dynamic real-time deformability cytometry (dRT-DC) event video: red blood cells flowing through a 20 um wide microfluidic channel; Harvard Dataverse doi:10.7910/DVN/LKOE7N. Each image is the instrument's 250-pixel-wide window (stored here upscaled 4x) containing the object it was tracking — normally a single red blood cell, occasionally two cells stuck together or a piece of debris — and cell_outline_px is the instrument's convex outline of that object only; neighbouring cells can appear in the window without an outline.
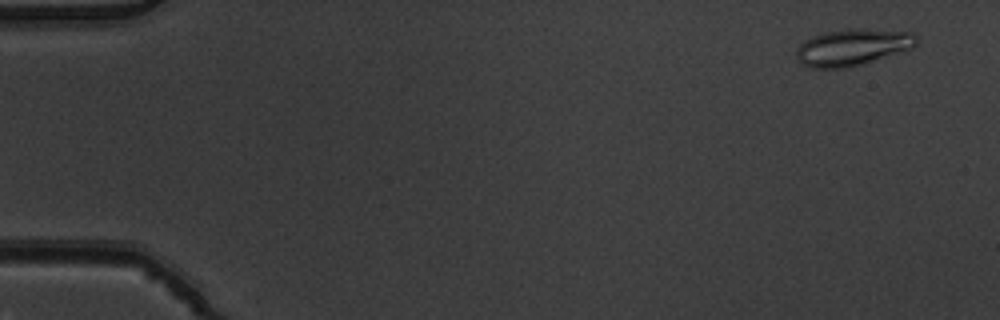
{"species": "common noctule bat (a hibernating species)", "species_latin": "Nyctalus noctula", "temperature_condition": "warm", "stored_images_in_passage": 4, "camera_frame_rate_fps": 3000, "um_per_image_px": 0.085, "animal": {"sex": "male", "body_mass_g": 19.5, "forearm_length_mm": 54.6}, "frame": {"image": 1, "passage_image": 1, "time_ms": 0.0, "image_size_px": [1000, 320], "cell_outline_px": [[916, 44], [912, 48], [864, 64], [848, 68], [808, 68], [800, 64], [796, 56], [796, 48], [804, 40], [828, 32], [852, 28], [912, 32], [916, 36]], "centroid_in_image_um": [72.44, 4.04], "position_along_channel_um": 12.6, "area_um2": 25.61}}